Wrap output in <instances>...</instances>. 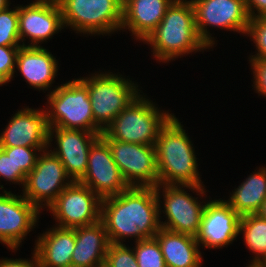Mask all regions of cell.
I'll return each instance as SVG.
<instances>
[{
  "label": "cell",
  "instance_id": "7402d4cb",
  "mask_svg": "<svg viewBox=\"0 0 266 267\" xmlns=\"http://www.w3.org/2000/svg\"><path fill=\"white\" fill-rule=\"evenodd\" d=\"M75 243V228L47 229L35 240L34 250L40 267H71Z\"/></svg>",
  "mask_w": 266,
  "mask_h": 267
},
{
  "label": "cell",
  "instance_id": "603a6c76",
  "mask_svg": "<svg viewBox=\"0 0 266 267\" xmlns=\"http://www.w3.org/2000/svg\"><path fill=\"white\" fill-rule=\"evenodd\" d=\"M154 237L160 245L166 267L202 266V254L194 236L161 227Z\"/></svg>",
  "mask_w": 266,
  "mask_h": 267
},
{
  "label": "cell",
  "instance_id": "f35d334b",
  "mask_svg": "<svg viewBox=\"0 0 266 267\" xmlns=\"http://www.w3.org/2000/svg\"><path fill=\"white\" fill-rule=\"evenodd\" d=\"M36 1H45V2H55V3H59L61 0H36Z\"/></svg>",
  "mask_w": 266,
  "mask_h": 267
},
{
  "label": "cell",
  "instance_id": "74e56055",
  "mask_svg": "<svg viewBox=\"0 0 266 267\" xmlns=\"http://www.w3.org/2000/svg\"><path fill=\"white\" fill-rule=\"evenodd\" d=\"M246 267H266L264 263H249Z\"/></svg>",
  "mask_w": 266,
  "mask_h": 267
},
{
  "label": "cell",
  "instance_id": "8d00e7d4",
  "mask_svg": "<svg viewBox=\"0 0 266 267\" xmlns=\"http://www.w3.org/2000/svg\"><path fill=\"white\" fill-rule=\"evenodd\" d=\"M10 4V0H0V11L8 8Z\"/></svg>",
  "mask_w": 266,
  "mask_h": 267
},
{
  "label": "cell",
  "instance_id": "6da1fadb",
  "mask_svg": "<svg viewBox=\"0 0 266 267\" xmlns=\"http://www.w3.org/2000/svg\"><path fill=\"white\" fill-rule=\"evenodd\" d=\"M101 221L110 243L153 238L161 228L154 187H129L119 195L102 199Z\"/></svg>",
  "mask_w": 266,
  "mask_h": 267
},
{
  "label": "cell",
  "instance_id": "7c38bea8",
  "mask_svg": "<svg viewBox=\"0 0 266 267\" xmlns=\"http://www.w3.org/2000/svg\"><path fill=\"white\" fill-rule=\"evenodd\" d=\"M113 160L129 187H155L158 169L155 145H142L117 140H105Z\"/></svg>",
  "mask_w": 266,
  "mask_h": 267
},
{
  "label": "cell",
  "instance_id": "d6a6232c",
  "mask_svg": "<svg viewBox=\"0 0 266 267\" xmlns=\"http://www.w3.org/2000/svg\"><path fill=\"white\" fill-rule=\"evenodd\" d=\"M254 76L253 88L259 95L266 97V59L249 58Z\"/></svg>",
  "mask_w": 266,
  "mask_h": 267
},
{
  "label": "cell",
  "instance_id": "277c9868",
  "mask_svg": "<svg viewBox=\"0 0 266 267\" xmlns=\"http://www.w3.org/2000/svg\"><path fill=\"white\" fill-rule=\"evenodd\" d=\"M146 95L139 94L122 110L100 135L104 140H117L142 145H155L160 130L174 116L160 110Z\"/></svg>",
  "mask_w": 266,
  "mask_h": 267
},
{
  "label": "cell",
  "instance_id": "d590c367",
  "mask_svg": "<svg viewBox=\"0 0 266 267\" xmlns=\"http://www.w3.org/2000/svg\"><path fill=\"white\" fill-rule=\"evenodd\" d=\"M256 214L261 218L266 219V199L262 202L261 207Z\"/></svg>",
  "mask_w": 266,
  "mask_h": 267
},
{
  "label": "cell",
  "instance_id": "83f0119b",
  "mask_svg": "<svg viewBox=\"0 0 266 267\" xmlns=\"http://www.w3.org/2000/svg\"><path fill=\"white\" fill-rule=\"evenodd\" d=\"M7 155H11L16 169H20L26 176L35 167L37 159L43 150L49 147H0ZM38 153V154H37Z\"/></svg>",
  "mask_w": 266,
  "mask_h": 267
},
{
  "label": "cell",
  "instance_id": "cb8c5ba5",
  "mask_svg": "<svg viewBox=\"0 0 266 267\" xmlns=\"http://www.w3.org/2000/svg\"><path fill=\"white\" fill-rule=\"evenodd\" d=\"M230 195L225 201L240 217L256 214L266 199V167L255 169Z\"/></svg>",
  "mask_w": 266,
  "mask_h": 267
},
{
  "label": "cell",
  "instance_id": "2e32d148",
  "mask_svg": "<svg viewBox=\"0 0 266 267\" xmlns=\"http://www.w3.org/2000/svg\"><path fill=\"white\" fill-rule=\"evenodd\" d=\"M101 134L80 129L49 127V148L55 139L57 146L50 150L60 159L72 181L79 182L84 177L90 147Z\"/></svg>",
  "mask_w": 266,
  "mask_h": 267
},
{
  "label": "cell",
  "instance_id": "30bf717a",
  "mask_svg": "<svg viewBox=\"0 0 266 267\" xmlns=\"http://www.w3.org/2000/svg\"><path fill=\"white\" fill-rule=\"evenodd\" d=\"M195 11L196 29L200 38L212 48L215 38L209 27L247 33L250 16L245 0H190ZM209 26V27H207Z\"/></svg>",
  "mask_w": 266,
  "mask_h": 267
},
{
  "label": "cell",
  "instance_id": "ac0fdd59",
  "mask_svg": "<svg viewBox=\"0 0 266 267\" xmlns=\"http://www.w3.org/2000/svg\"><path fill=\"white\" fill-rule=\"evenodd\" d=\"M11 117L0 133V147H49V125L44 109L28 106Z\"/></svg>",
  "mask_w": 266,
  "mask_h": 267
},
{
  "label": "cell",
  "instance_id": "1f68e13d",
  "mask_svg": "<svg viewBox=\"0 0 266 267\" xmlns=\"http://www.w3.org/2000/svg\"><path fill=\"white\" fill-rule=\"evenodd\" d=\"M0 178L14 184L24 186L26 175L20 170L15 168V164L11 155H7L0 148Z\"/></svg>",
  "mask_w": 266,
  "mask_h": 267
},
{
  "label": "cell",
  "instance_id": "e0dca14e",
  "mask_svg": "<svg viewBox=\"0 0 266 267\" xmlns=\"http://www.w3.org/2000/svg\"><path fill=\"white\" fill-rule=\"evenodd\" d=\"M18 18L22 46L39 47L43 42L52 39L54 34L64 30L61 9L55 2L35 0L28 5L18 4ZM25 38L30 41L27 45Z\"/></svg>",
  "mask_w": 266,
  "mask_h": 267
},
{
  "label": "cell",
  "instance_id": "5b68a950",
  "mask_svg": "<svg viewBox=\"0 0 266 267\" xmlns=\"http://www.w3.org/2000/svg\"><path fill=\"white\" fill-rule=\"evenodd\" d=\"M54 88L46 95L49 127L103 133L104 130L94 121L87 85L80 78Z\"/></svg>",
  "mask_w": 266,
  "mask_h": 267
},
{
  "label": "cell",
  "instance_id": "9a60e30c",
  "mask_svg": "<svg viewBox=\"0 0 266 267\" xmlns=\"http://www.w3.org/2000/svg\"><path fill=\"white\" fill-rule=\"evenodd\" d=\"M241 217L223 199L206 201L198 234L199 247L219 249L228 247L239 236Z\"/></svg>",
  "mask_w": 266,
  "mask_h": 267
},
{
  "label": "cell",
  "instance_id": "836d02e7",
  "mask_svg": "<svg viewBox=\"0 0 266 267\" xmlns=\"http://www.w3.org/2000/svg\"><path fill=\"white\" fill-rule=\"evenodd\" d=\"M0 267H40V263L35 250H33L31 260L30 259L28 260L26 258L25 259L3 258L0 259Z\"/></svg>",
  "mask_w": 266,
  "mask_h": 267
},
{
  "label": "cell",
  "instance_id": "ffe728a7",
  "mask_svg": "<svg viewBox=\"0 0 266 267\" xmlns=\"http://www.w3.org/2000/svg\"><path fill=\"white\" fill-rule=\"evenodd\" d=\"M174 0H126L121 29L129 30L135 40L144 42L163 19Z\"/></svg>",
  "mask_w": 266,
  "mask_h": 267
},
{
  "label": "cell",
  "instance_id": "d6986e66",
  "mask_svg": "<svg viewBox=\"0 0 266 267\" xmlns=\"http://www.w3.org/2000/svg\"><path fill=\"white\" fill-rule=\"evenodd\" d=\"M58 60L43 46H20L16 69L32 88L50 90L58 72Z\"/></svg>",
  "mask_w": 266,
  "mask_h": 267
},
{
  "label": "cell",
  "instance_id": "5bb4252c",
  "mask_svg": "<svg viewBox=\"0 0 266 267\" xmlns=\"http://www.w3.org/2000/svg\"><path fill=\"white\" fill-rule=\"evenodd\" d=\"M79 182L101 199L119 195L129 188L113 160L108 143L101 136L90 147L87 170Z\"/></svg>",
  "mask_w": 266,
  "mask_h": 267
},
{
  "label": "cell",
  "instance_id": "7a4b0ae2",
  "mask_svg": "<svg viewBox=\"0 0 266 267\" xmlns=\"http://www.w3.org/2000/svg\"><path fill=\"white\" fill-rule=\"evenodd\" d=\"M143 43L152 47V56L162 63L210 49L197 32L195 11L190 0H174Z\"/></svg>",
  "mask_w": 266,
  "mask_h": 267
},
{
  "label": "cell",
  "instance_id": "f1b7e54d",
  "mask_svg": "<svg viewBox=\"0 0 266 267\" xmlns=\"http://www.w3.org/2000/svg\"><path fill=\"white\" fill-rule=\"evenodd\" d=\"M106 267H139L133 247L123 244L110 243L106 259Z\"/></svg>",
  "mask_w": 266,
  "mask_h": 267
},
{
  "label": "cell",
  "instance_id": "d4e9b609",
  "mask_svg": "<svg viewBox=\"0 0 266 267\" xmlns=\"http://www.w3.org/2000/svg\"><path fill=\"white\" fill-rule=\"evenodd\" d=\"M243 235L245 245L254 258L249 263H265L266 261V219L257 214L241 217L239 234Z\"/></svg>",
  "mask_w": 266,
  "mask_h": 267
},
{
  "label": "cell",
  "instance_id": "4dcf8cb0",
  "mask_svg": "<svg viewBox=\"0 0 266 267\" xmlns=\"http://www.w3.org/2000/svg\"><path fill=\"white\" fill-rule=\"evenodd\" d=\"M20 47L0 46V86L11 82L16 72V57Z\"/></svg>",
  "mask_w": 266,
  "mask_h": 267
},
{
  "label": "cell",
  "instance_id": "8fae6325",
  "mask_svg": "<svg viewBox=\"0 0 266 267\" xmlns=\"http://www.w3.org/2000/svg\"><path fill=\"white\" fill-rule=\"evenodd\" d=\"M102 199L81 182L73 181L47 209L55 219V226L75 228L101 220Z\"/></svg>",
  "mask_w": 266,
  "mask_h": 267
},
{
  "label": "cell",
  "instance_id": "e575fe53",
  "mask_svg": "<svg viewBox=\"0 0 266 267\" xmlns=\"http://www.w3.org/2000/svg\"><path fill=\"white\" fill-rule=\"evenodd\" d=\"M245 2L250 19L266 16V0H245Z\"/></svg>",
  "mask_w": 266,
  "mask_h": 267
},
{
  "label": "cell",
  "instance_id": "52a82bcc",
  "mask_svg": "<svg viewBox=\"0 0 266 267\" xmlns=\"http://www.w3.org/2000/svg\"><path fill=\"white\" fill-rule=\"evenodd\" d=\"M58 5L64 28H72L77 34L106 36L121 29V0H61Z\"/></svg>",
  "mask_w": 266,
  "mask_h": 267
},
{
  "label": "cell",
  "instance_id": "44dd1931",
  "mask_svg": "<svg viewBox=\"0 0 266 267\" xmlns=\"http://www.w3.org/2000/svg\"><path fill=\"white\" fill-rule=\"evenodd\" d=\"M75 248L71 258V267H101L110 241L103 222L75 227Z\"/></svg>",
  "mask_w": 266,
  "mask_h": 267
},
{
  "label": "cell",
  "instance_id": "8992f818",
  "mask_svg": "<svg viewBox=\"0 0 266 267\" xmlns=\"http://www.w3.org/2000/svg\"><path fill=\"white\" fill-rule=\"evenodd\" d=\"M87 85L94 121L104 130L141 92L134 81L114 72L80 77Z\"/></svg>",
  "mask_w": 266,
  "mask_h": 267
},
{
  "label": "cell",
  "instance_id": "4316f807",
  "mask_svg": "<svg viewBox=\"0 0 266 267\" xmlns=\"http://www.w3.org/2000/svg\"><path fill=\"white\" fill-rule=\"evenodd\" d=\"M0 46H22L19 38L18 6L0 11Z\"/></svg>",
  "mask_w": 266,
  "mask_h": 267
},
{
  "label": "cell",
  "instance_id": "ba28073f",
  "mask_svg": "<svg viewBox=\"0 0 266 267\" xmlns=\"http://www.w3.org/2000/svg\"><path fill=\"white\" fill-rule=\"evenodd\" d=\"M205 187L159 184L155 186L154 189L159 203L160 226L173 232L184 233L195 237L200 228L206 202L204 201L203 203V201L201 202L197 199L198 197L191 196L190 193H187L188 190L186 188L193 193H198L197 196L199 195L200 198H203L204 195L207 196ZM162 212L166 215L164 222H161Z\"/></svg>",
  "mask_w": 266,
  "mask_h": 267
},
{
  "label": "cell",
  "instance_id": "4fadbf2b",
  "mask_svg": "<svg viewBox=\"0 0 266 267\" xmlns=\"http://www.w3.org/2000/svg\"><path fill=\"white\" fill-rule=\"evenodd\" d=\"M0 189H3L0 194V243L15 252L38 225L41 211L23 195L7 191L3 185Z\"/></svg>",
  "mask_w": 266,
  "mask_h": 267
},
{
  "label": "cell",
  "instance_id": "484cf974",
  "mask_svg": "<svg viewBox=\"0 0 266 267\" xmlns=\"http://www.w3.org/2000/svg\"><path fill=\"white\" fill-rule=\"evenodd\" d=\"M133 250L139 267H166L160 245L155 237L135 242Z\"/></svg>",
  "mask_w": 266,
  "mask_h": 267
},
{
  "label": "cell",
  "instance_id": "3957f363",
  "mask_svg": "<svg viewBox=\"0 0 266 267\" xmlns=\"http://www.w3.org/2000/svg\"><path fill=\"white\" fill-rule=\"evenodd\" d=\"M174 115L160 130L155 143L159 185L204 186L195 148Z\"/></svg>",
  "mask_w": 266,
  "mask_h": 267
},
{
  "label": "cell",
  "instance_id": "f546056e",
  "mask_svg": "<svg viewBox=\"0 0 266 267\" xmlns=\"http://www.w3.org/2000/svg\"><path fill=\"white\" fill-rule=\"evenodd\" d=\"M247 35L254 42V46L257 49L255 51L256 54L249 56V58L266 59V16L251 19L247 29Z\"/></svg>",
  "mask_w": 266,
  "mask_h": 267
},
{
  "label": "cell",
  "instance_id": "9c48e42d",
  "mask_svg": "<svg viewBox=\"0 0 266 267\" xmlns=\"http://www.w3.org/2000/svg\"><path fill=\"white\" fill-rule=\"evenodd\" d=\"M72 182L60 159L47 148L26 176L22 195L39 211L48 209Z\"/></svg>",
  "mask_w": 266,
  "mask_h": 267
}]
</instances>
